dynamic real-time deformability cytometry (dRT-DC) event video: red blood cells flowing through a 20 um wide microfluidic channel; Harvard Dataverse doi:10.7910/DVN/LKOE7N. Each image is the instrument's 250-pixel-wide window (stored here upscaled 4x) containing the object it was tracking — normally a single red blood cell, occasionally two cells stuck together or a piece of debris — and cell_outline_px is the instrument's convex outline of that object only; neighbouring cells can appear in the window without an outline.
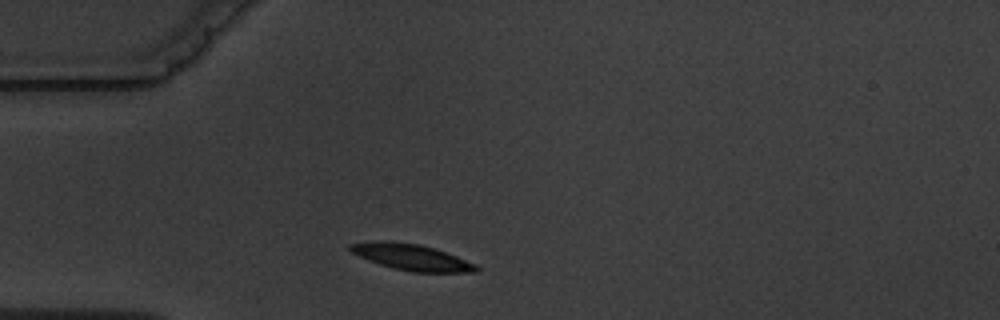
{"species": "common noctule bat (a hibernating species)", "species_latin": "Nyctalus noctula", "temperature_condition": "warm", "stored_images_in_passage": 2, "camera_frame_rate_fps": 3000, "um_per_image_px": 0.085, "animal": {"sex": "male", "body_mass_g": 19.5, "forearm_length_mm": 54.6}, "frame": {"image": 1, "passage_image": 1, "time_ms": 0.0, "image_size_px": [1000, 320], "cell_outline_px": [[480, 272], [412, 272], [392, 268], [368, 260], [352, 252], [348, 248], [348, 244], [372, 240], [384, 240], [420, 244], [436, 248], [476, 264], [480, 268]], "centroid_in_image_um": [34.98, 21.85], "position_along_channel_um": 50.0, "area_um2": 19.42}}